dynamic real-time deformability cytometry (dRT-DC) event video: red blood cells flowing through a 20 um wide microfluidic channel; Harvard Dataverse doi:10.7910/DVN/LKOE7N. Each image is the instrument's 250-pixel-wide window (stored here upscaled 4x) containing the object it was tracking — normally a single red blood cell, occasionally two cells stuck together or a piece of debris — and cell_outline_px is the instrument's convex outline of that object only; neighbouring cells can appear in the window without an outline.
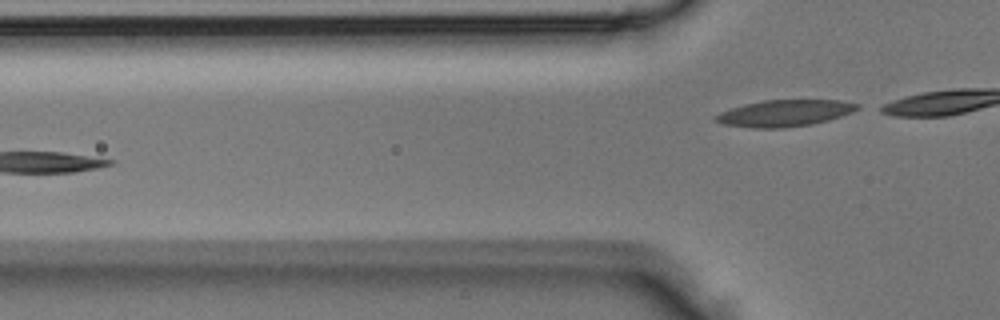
{"species": "Egyptian fruit bat (a non-hibernating species)", "species_latin": "Rousettus aegyptiacus", "temperature_condition": "room temperature", "stored_images_in_passage": 5, "camera_frame_rate_fps": 3000, "um_per_image_px": 0.085, "animal": {"sex": "male"}, "frame": {"image": 1, "passage_image": 5, "time_ms": 1.333, "image_size_px": [1000, 320], "cell_outline_px": [[860, 108], [852, 112], [828, 120], [812, 124], [784, 128], [756, 128], [724, 124], [716, 120], [712, 116], [720, 112], [732, 108], [764, 100], [840, 100], [860, 104]], "centroid_in_image_um": [66.73, 9.62], "position_along_channel_um": 59.1, "area_um2": 21.73}}